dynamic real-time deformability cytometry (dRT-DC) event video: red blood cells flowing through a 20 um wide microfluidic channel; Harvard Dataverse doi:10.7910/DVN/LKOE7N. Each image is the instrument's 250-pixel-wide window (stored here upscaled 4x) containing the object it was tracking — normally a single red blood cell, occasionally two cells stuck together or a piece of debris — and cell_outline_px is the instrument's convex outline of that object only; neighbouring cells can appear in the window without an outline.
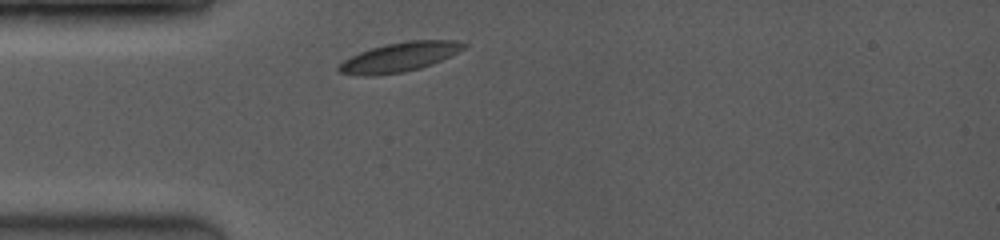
{"species": "common noctule bat (a hibernating species)", "species_latin": "Nyctalus noctula", "temperature_condition": "room temperature", "stored_images_in_passage": 17, "camera_frame_rate_fps": 3500, "um_per_image_px": 0.085, "animal": {"sex": "female", "body_mass_g": 19.0, "forearm_length_mm": 53.3}, "frame": {"image": 1, "passage_image": 1, "time_ms": 0.0, "image_size_px": [1000, 240], "cell_outline_px": [[468, 44], [464, 48], [432, 64], [420, 68], [400, 72], [376, 76], [364, 76], [340, 72], [336, 68], [344, 60], [360, 52], [384, 44], [408, 40], [456, 40]], "centroid_in_image_um": [33.94, 4.84], "position_along_channel_um": 51.1, "area_um2": 21.1}}
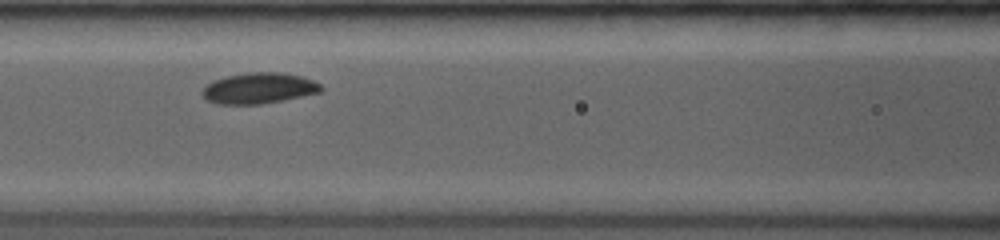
{"frame": {"image": 2, "passage_image": 6, "time_ms": 2.571, "image_size_px": [1000, 240], "cell_outline_px": [[324, 88], [320, 92], [260, 104], [216, 104], [208, 100], [200, 92], [212, 80], [228, 76], [248, 72], [280, 72], [304, 76], [320, 84]], "centroid_in_image_um": [22.0, 7.48], "position_along_channel_um": 144.6, "area_um2": 21.21}}
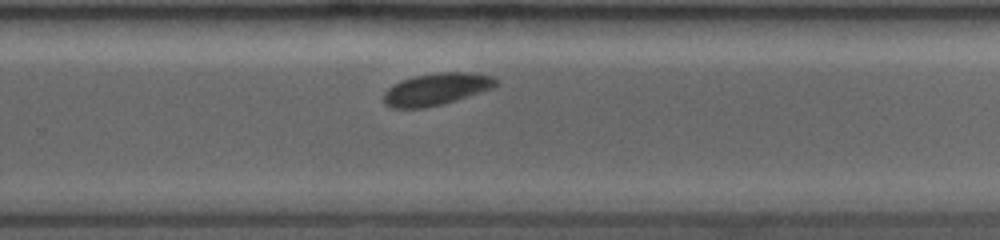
{"frame": {"image": 3, "passage_image": 16, "time_ms": 6.286, "image_size_px": [1000, 240], "cell_outline_px": [[500, 80], [492, 88], [456, 100], [424, 108], [388, 108], [384, 104], [384, 92], [392, 84], [400, 80], [416, 76], [440, 72], [468, 72], [492, 76]], "centroid_in_image_um": [37.05, 7.58], "position_along_channel_um": 292.7, "area_um2": 20.92}}